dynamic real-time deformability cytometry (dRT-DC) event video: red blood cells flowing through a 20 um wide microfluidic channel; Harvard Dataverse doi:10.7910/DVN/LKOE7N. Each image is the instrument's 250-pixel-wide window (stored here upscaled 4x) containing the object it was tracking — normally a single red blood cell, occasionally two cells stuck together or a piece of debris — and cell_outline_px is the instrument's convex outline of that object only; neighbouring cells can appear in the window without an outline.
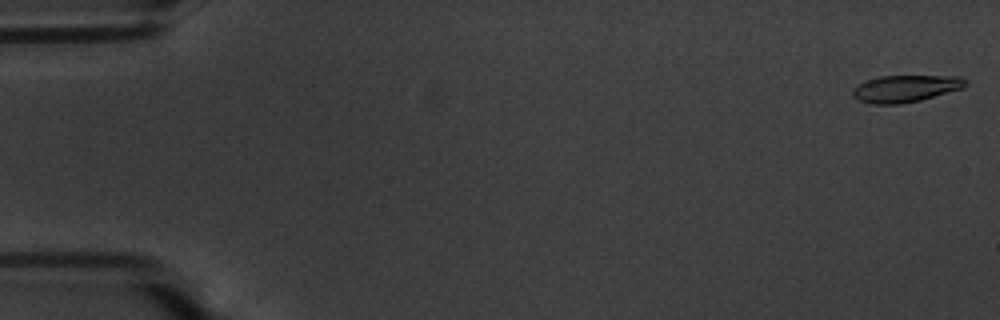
{"species": "common noctule bat (a hibernating species)", "species_latin": "Nyctalus noctula", "temperature_condition": "warm", "stored_images_in_passage": 11, "camera_frame_rate_fps": 3000, "um_per_image_px": 0.085, "animal": {"sex": "male", "body_mass_g": 20.1, "forearm_length_mm": 53.5}, "frame": {"image": 1, "passage_image": 1, "time_ms": 0.0, "image_size_px": [1000, 320], "cell_outline_px": [[968, 84], [964, 88], [920, 100], [900, 104], [872, 104], [860, 100], [852, 96], [852, 88], [856, 84], [864, 80], [876, 76], [960, 76]], "centroid_in_image_um": [76.92, 7.52], "position_along_channel_um": 8.1, "area_um2": 17.92}}